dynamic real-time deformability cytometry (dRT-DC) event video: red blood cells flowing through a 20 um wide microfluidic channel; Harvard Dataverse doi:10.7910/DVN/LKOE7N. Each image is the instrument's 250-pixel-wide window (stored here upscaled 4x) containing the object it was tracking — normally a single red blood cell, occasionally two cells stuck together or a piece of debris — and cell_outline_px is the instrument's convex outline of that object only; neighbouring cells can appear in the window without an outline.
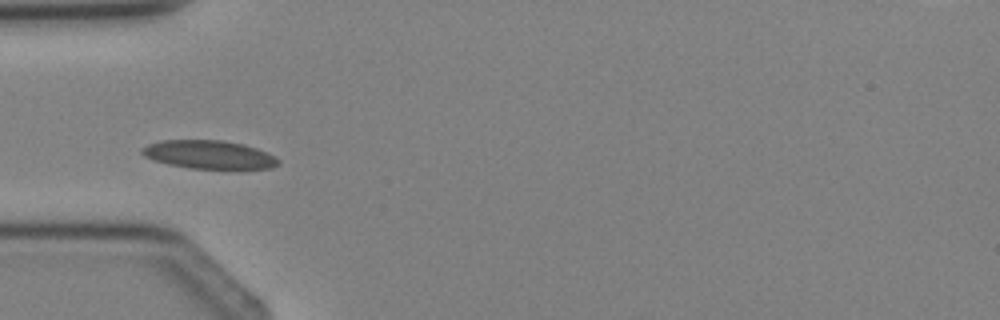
{"species": "Egyptian fruit bat (a non-hibernating species)", "species_latin": "Rousettus aegyptiacus", "temperature_condition": "cold", "stored_images_in_passage": 3, "camera_frame_rate_fps": 3000, "um_per_image_px": 0.085, "animal": {"sex": "female"}, "frame": {"image": 1, "passage_image": 3, "time_ms": 2.333, "image_size_px": [1000, 320], "cell_outline_px": [[280, 164], [272, 168], [240, 172], [192, 168], [168, 164], [152, 160], [144, 156], [140, 152], [140, 148], [148, 144], [160, 140], [220, 140], [244, 144], [256, 148], [280, 160]], "centroid_in_image_um": [17.81, 13.19], "position_along_channel_um": 67.2, "area_um2": 23.52}}